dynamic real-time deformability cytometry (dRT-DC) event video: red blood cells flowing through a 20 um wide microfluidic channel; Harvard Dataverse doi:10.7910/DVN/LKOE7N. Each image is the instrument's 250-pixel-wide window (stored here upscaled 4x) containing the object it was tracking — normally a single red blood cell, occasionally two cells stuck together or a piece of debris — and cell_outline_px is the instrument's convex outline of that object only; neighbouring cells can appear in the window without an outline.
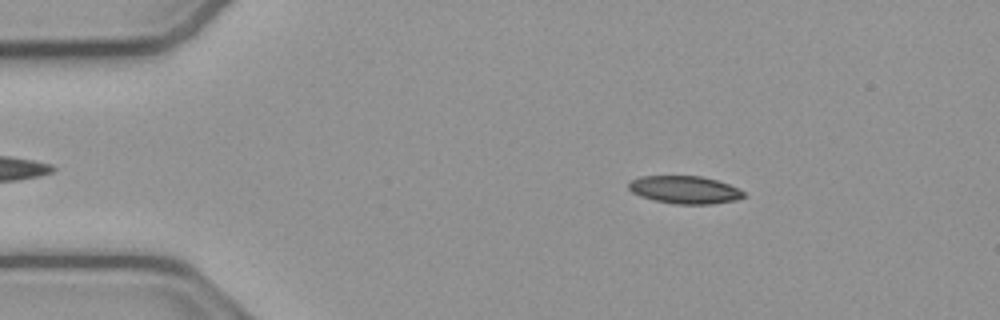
{"species": "common noctule bat (a hibernating species)", "species_latin": "Nyctalus noctula", "temperature_condition": "cold", "stored_images_in_passage": 53, "camera_frame_rate_fps": 3000, "um_per_image_px": 0.085, "animal": {"sex": "male", "body_mass_g": 23.1, "forearm_length_mm": 52.7}, "frame": {"image": 1, "passage_image": 8, "time_ms": 2.333, "image_size_px": [1000, 320], "cell_outline_px": [[744, 196], [736, 200], [712, 204], [676, 204], [656, 200], [640, 196], [632, 192], [628, 188], [628, 180], [640, 176], [700, 176], [716, 180], [728, 184], [744, 192]], "centroid_in_image_um": [58.15, 16.12], "position_along_channel_um": 26.8, "area_um2": 18.5}}
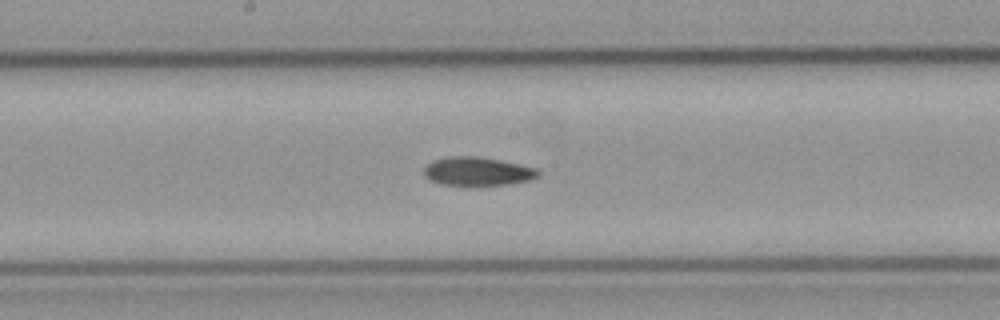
{"frame": {"image": 2, "passage_image": 27, "time_ms": 8.667, "image_size_px": [1000, 320], "cell_outline_px": [[540, 176], [532, 180], [508, 184], [464, 188], [440, 184], [424, 176], [424, 168], [432, 160], [448, 156], [476, 156], [500, 160], [520, 164], [536, 168], [540, 172]], "centroid_in_image_um": [40.58, 14.6], "position_along_channel_um": 207.6, "area_um2": 19.83}}
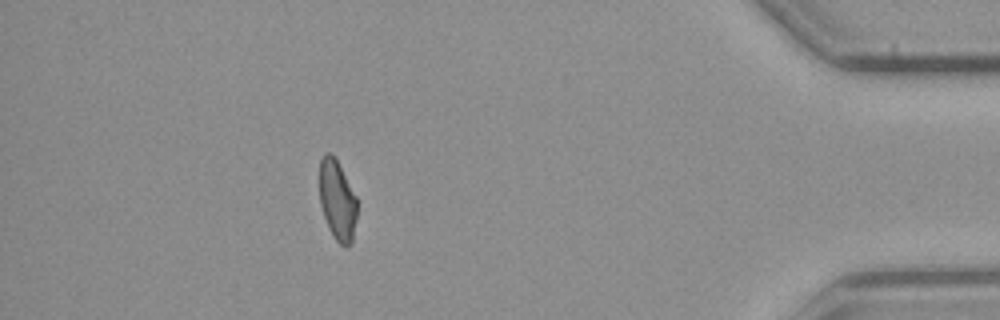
{"frame": {"image": 3, "passage_image": 47, "time_ms": 15.333, "image_size_px": [1000, 320], "cell_outline_px": [[356, 220], [352, 244], [344, 248], [332, 236], [328, 228], [320, 204], [320, 160], [324, 152], [332, 152], [336, 156], [356, 196]], "centroid_in_image_um": [28.67, 17.0], "position_along_channel_um": 406.5, "area_um2": 17.92}, "authors_computed_cell_mechanics": {"area_um2": 18.9006, "velocity_mm_per_s": 3.8061, "shape_relaxation_time_tau1_ms": null, "shape_relaxation_time_tau2_ms": 8.2052, "deformation_change_tau1": null, "deformation_change_tau2": 0.1552}}